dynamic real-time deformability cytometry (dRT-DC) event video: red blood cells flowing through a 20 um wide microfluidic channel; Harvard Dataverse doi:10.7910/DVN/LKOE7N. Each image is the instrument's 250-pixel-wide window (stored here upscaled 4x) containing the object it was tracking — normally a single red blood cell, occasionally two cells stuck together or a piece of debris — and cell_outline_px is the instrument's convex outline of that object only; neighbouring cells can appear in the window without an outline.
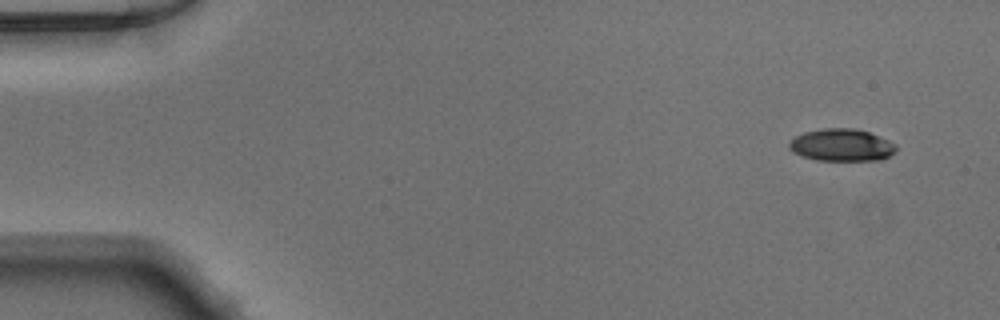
{"species": "Egyptian fruit bat (a non-hibernating species)", "species_latin": "Rousettus aegyptiacus", "temperature_condition": "warm", "stored_images_in_passage": 11, "camera_frame_rate_fps": 3000, "um_per_image_px": 0.085, "animal": {"sex": "male"}, "frame": {"image": 1, "passage_image": 1, "time_ms": 0.0, "image_size_px": [1000, 320], "cell_outline_px": [[896, 152], [880, 160], [816, 160], [792, 152], [788, 148], [788, 144], [796, 136], [804, 132], [824, 128], [856, 128], [868, 132], [888, 140], [896, 144]], "centroid_in_image_um": [71.54, 12.33], "position_along_channel_um": 13.5, "area_um2": 20.06}}